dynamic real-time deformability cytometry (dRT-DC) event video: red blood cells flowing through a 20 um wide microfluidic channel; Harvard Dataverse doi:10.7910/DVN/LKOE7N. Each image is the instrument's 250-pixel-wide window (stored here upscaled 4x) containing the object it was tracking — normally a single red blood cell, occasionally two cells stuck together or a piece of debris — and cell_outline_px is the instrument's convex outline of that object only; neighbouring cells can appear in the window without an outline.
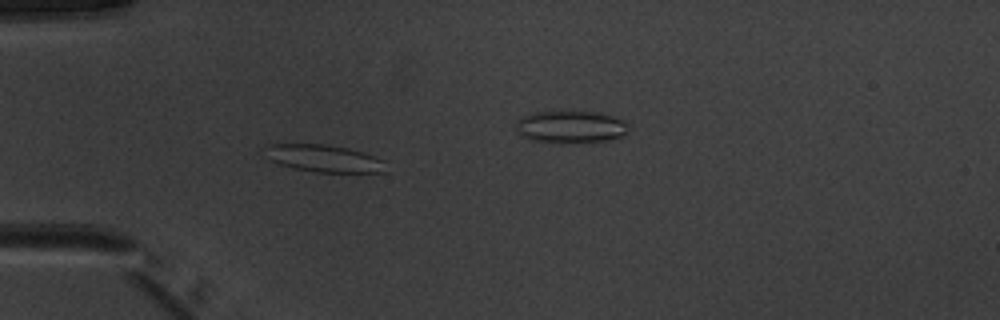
{"species": "common noctule bat (a hibernating species)", "species_latin": "Nyctalus noctula", "temperature_condition": "warm", "stored_images_in_passage": 45, "camera_frame_rate_fps": 3000, "um_per_image_px": 0.085, "animal": {"sex": "male", "body_mass_g": 20.1, "forearm_length_mm": 53.5}, "frame": {"image": 1, "passage_image": 9, "time_ms": 2.667, "image_size_px": [1000, 320], "cell_outline_px": [[388, 172], [316, 172], [292, 168], [268, 160], [264, 148], [268, 144], [324, 144], [348, 148], [384, 160]], "centroid_in_image_um": [27.51, 13.47], "position_along_channel_um": 57.5, "area_um2": 19.19}}
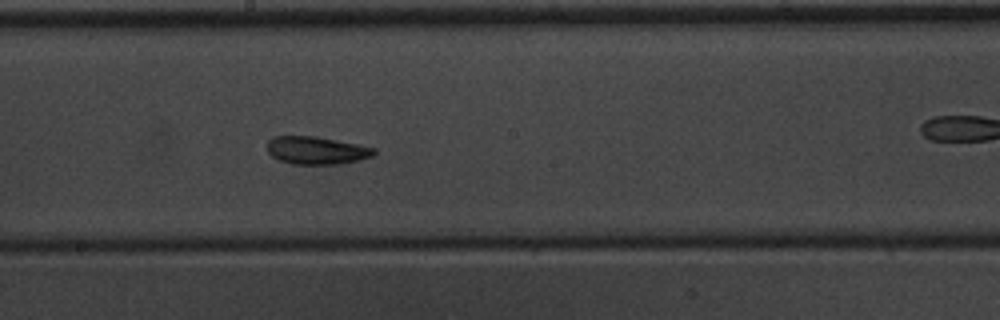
{"frame": {"image": 2, "passage_image": 22, "time_ms": 7.0, "image_size_px": [1000, 320], "cell_outline_px": [[376, 152], [372, 156], [360, 160], [336, 164], [292, 164], [280, 160], [272, 156], [268, 152], [268, 140], [272, 136], [316, 136], [376, 148]], "centroid_in_image_um": [26.89, 12.78], "position_along_channel_um": 221.3, "area_um2": 17.22}}
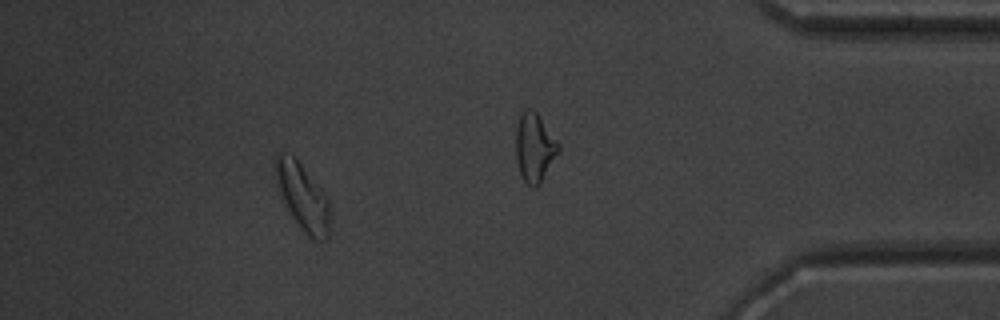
{"frame": {"image": 3, "passage_image": 40, "time_ms": 13.0, "image_size_px": [1000, 320], "cell_outline_px": [[328, 236], [324, 240], [316, 240], [308, 236], [296, 224], [284, 204], [276, 184], [272, 164], [276, 152], [280, 152], [292, 156], [300, 164], [328, 200]], "centroid_in_image_um": [25.63, 16.71], "position_along_channel_um": 409.6, "area_um2": 20.87}, "authors_computed_cell_mechanics": {"area_um2": 18.0914, "velocity_mm_per_s": 3.9604, "shape_relaxation_time_tau1_ms": 7.7016, "shape_relaxation_time_tau2_ms": 3.7998, "deformation_change_tau1": 0.1428, "deformation_change_tau2": 0.0957}}